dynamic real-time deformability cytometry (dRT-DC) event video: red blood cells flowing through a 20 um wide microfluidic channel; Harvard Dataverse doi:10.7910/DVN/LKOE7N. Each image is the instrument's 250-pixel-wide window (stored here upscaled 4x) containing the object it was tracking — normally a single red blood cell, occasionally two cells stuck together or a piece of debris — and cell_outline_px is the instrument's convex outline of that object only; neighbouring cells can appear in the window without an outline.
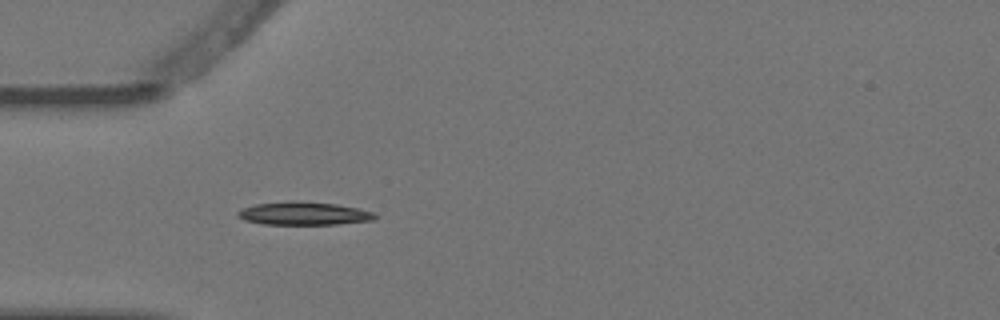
{"species": "Egyptian fruit bat (a non-hibernating species)", "species_latin": "Rousettus aegyptiacus", "temperature_condition": "warm", "stored_images_in_passage": 4, "camera_frame_rate_fps": 3000, "um_per_image_px": 0.085, "animal": {"sex": "female"}, "frame": {"image": 1, "passage_image": 4, "time_ms": 1.0, "image_size_px": [1000, 320], "cell_outline_px": [[376, 220], [336, 224], [264, 224], [244, 220], [236, 216], [236, 212], [240, 208], [256, 204], [292, 200], [336, 204], [360, 208], [372, 212], [376, 216]], "centroid_in_image_um": [25.79, 18.14], "position_along_channel_um": 59.2, "area_um2": 18.61}}